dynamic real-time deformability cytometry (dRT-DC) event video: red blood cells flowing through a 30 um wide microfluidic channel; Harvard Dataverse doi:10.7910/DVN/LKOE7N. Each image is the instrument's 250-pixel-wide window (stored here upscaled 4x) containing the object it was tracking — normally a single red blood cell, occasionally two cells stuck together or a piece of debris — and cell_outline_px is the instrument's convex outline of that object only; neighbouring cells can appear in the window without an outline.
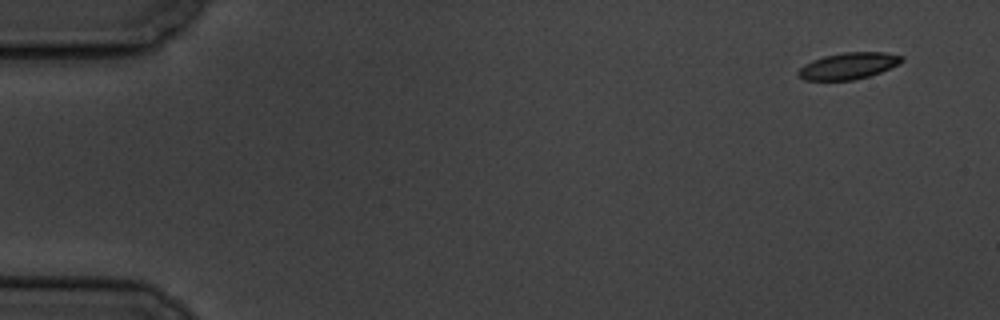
{"species": "common noctule bat (a hibernating species)", "species_latin": "Nyctalus noctula", "temperature_condition": "cold", "stored_images_in_passage": 5, "camera_frame_rate_fps": 3000, "um_per_image_px": 0.085, "animal": {"sex": "male", "body_mass_g": 19.5, "forearm_length_mm": 54.6}, "frame": {"image": 1, "passage_image": 1, "time_ms": 0.0, "image_size_px": [1000, 320], "cell_outline_px": [[904, 60], [880, 72], [868, 76], [852, 80], [804, 80], [796, 76], [796, 72], [804, 64], [812, 60], [824, 56], [844, 52], [884, 52], [904, 56]], "centroid_in_image_um": [72.06, 5.6], "position_along_channel_um": 12.9, "area_um2": 15.95}}
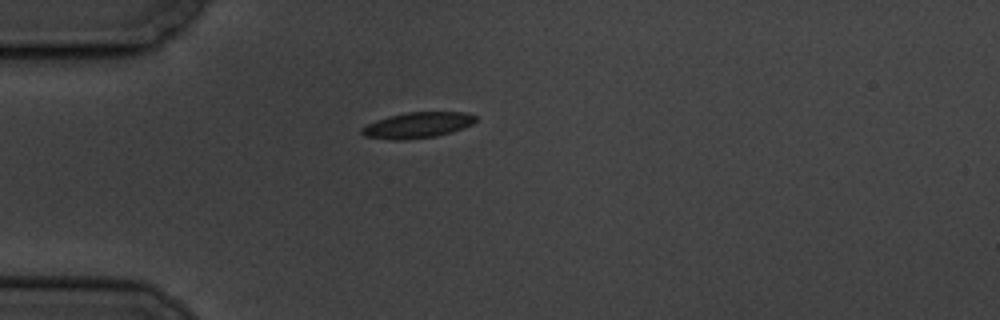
{"frame": {"image": 2, "passage_image": 5, "time_ms": 4.333, "image_size_px": [1000, 320], "cell_outline_px": [[476, 120], [472, 124], [464, 128], [452, 132], [436, 136], [404, 140], [392, 140], [364, 136], [360, 132], [360, 128], [376, 120], [388, 116], [408, 112], [468, 112], [476, 116]], "centroid_in_image_um": [35.49, 10.64], "position_along_channel_um": 49.5, "area_um2": 17.22}}